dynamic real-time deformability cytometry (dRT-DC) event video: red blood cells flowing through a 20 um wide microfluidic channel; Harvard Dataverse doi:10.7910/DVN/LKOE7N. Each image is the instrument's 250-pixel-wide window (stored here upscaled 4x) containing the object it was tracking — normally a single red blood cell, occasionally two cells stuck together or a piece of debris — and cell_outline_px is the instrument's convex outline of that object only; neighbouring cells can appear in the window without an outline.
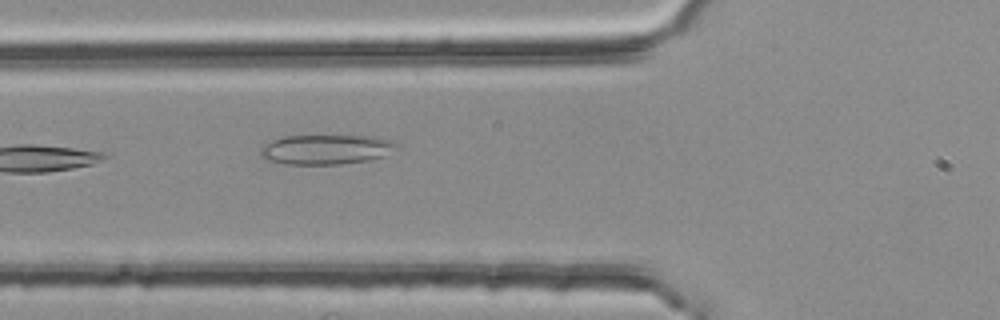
{"species": "common noctule bat (a hibernating species)", "species_latin": "Nyctalus noctula", "temperature_condition": "room temperature", "stored_images_in_passage": 4, "camera_frame_rate_fps": 3000, "um_per_image_px": 0.085, "animal": {"sex": "female", "body_mass_g": 25.1}, "frame": {"image": 1, "passage_image": 4, "time_ms": 1.0, "image_size_px": [1000, 320], "cell_outline_px": [[396, 144], [384, 156], [368, 160], [340, 164], [284, 164], [264, 160], [260, 156], [260, 148], [272, 140], [284, 136], [376, 136], [388, 140]], "centroid_in_image_um": [27.61, 12.71], "position_along_channel_um": 98.2, "area_um2": 23.35}}